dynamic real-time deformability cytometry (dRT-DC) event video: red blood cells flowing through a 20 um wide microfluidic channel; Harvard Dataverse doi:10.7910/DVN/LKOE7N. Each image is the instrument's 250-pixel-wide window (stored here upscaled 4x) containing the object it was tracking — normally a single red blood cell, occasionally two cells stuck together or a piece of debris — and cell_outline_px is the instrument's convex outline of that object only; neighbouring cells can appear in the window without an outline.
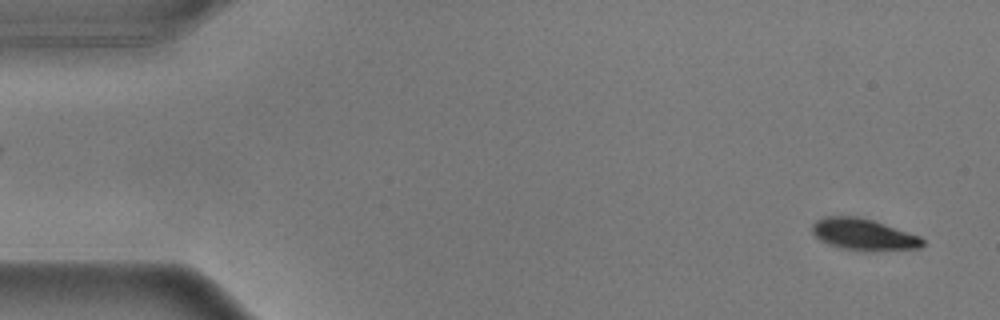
{"species": "common noctule bat (a hibernating species)", "species_latin": "Nyctalus noctula", "temperature_condition": "warm", "stored_images_in_passage": 55, "camera_frame_rate_fps": 3000, "um_per_image_px": 0.085, "animal": {"sex": "male", "body_mass_g": 17.9}, "frame": {"image": 1, "passage_image": 2, "time_ms": 0.333, "image_size_px": [1000, 320], "cell_outline_px": [[924, 244], [920, 248], [872, 252], [864, 252], [840, 248], [828, 244], [820, 240], [812, 232], [812, 224], [816, 220], [824, 216], [856, 216], [872, 220], [920, 236], [924, 240]], "centroid_in_image_um": [73.4, 19.95], "position_along_channel_um": 11.6, "area_um2": 20.58}}
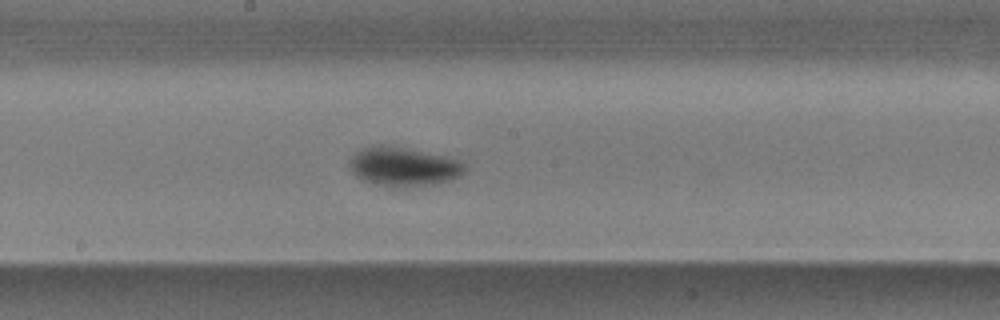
{"frame": {"image": 2, "passage_image": 29, "time_ms": 9.333, "image_size_px": [1000, 320], "cell_outline_px": [[464, 172], [460, 176], [448, 180], [432, 184], [400, 188], [392, 188], [364, 180], [356, 176], [348, 164], [348, 160], [356, 152], [364, 148], [380, 144], [404, 148], [444, 156], [456, 160], [464, 164]], "centroid_in_image_um": [34.25, 14.18], "position_along_channel_um": 214.0, "area_um2": 25.84}}
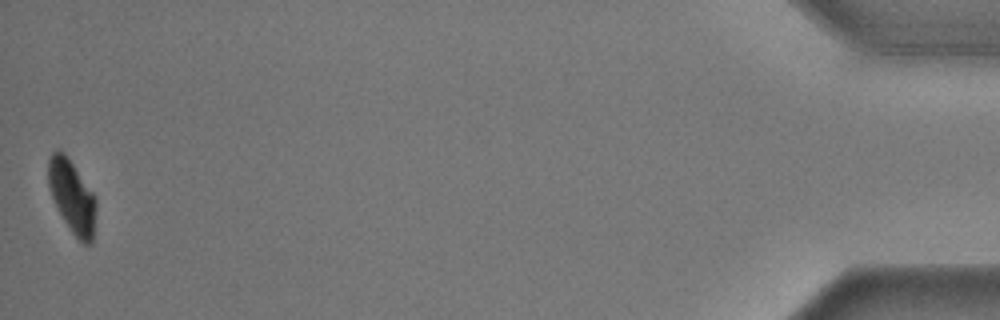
{"frame": {"image": 3, "passage_image": 55, "time_ms": 18.0, "image_size_px": [1000, 320], "cell_outline_px": [[96, 208], [92, 244], [84, 244], [72, 232], [64, 220], [48, 188], [48, 160], [52, 152], [56, 148], [64, 152], [92, 192], [96, 200]], "centroid_in_image_um": [6.11, 16.69], "position_along_channel_um": 429.1, "area_um2": 19.94}, "authors_computed_cell_mechanics": {"area_um2": 22.7732, "velocity_mm_per_s": 3.5844, "shape_relaxation_time_tau1_ms": 1.8743, "shape_relaxation_time_tau2_ms": null, "deformation_change_tau1": 0.1165, "deformation_change_tau2": null}}